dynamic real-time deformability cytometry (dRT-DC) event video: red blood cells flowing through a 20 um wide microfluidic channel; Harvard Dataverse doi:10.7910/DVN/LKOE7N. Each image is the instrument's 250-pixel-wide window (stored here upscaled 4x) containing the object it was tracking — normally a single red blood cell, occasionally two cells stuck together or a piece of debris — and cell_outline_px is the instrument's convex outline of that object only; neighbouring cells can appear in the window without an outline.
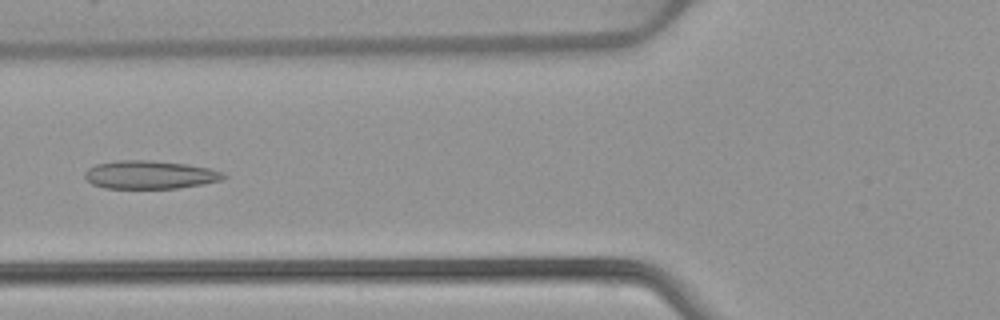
{"species": "common noctule bat (a hibernating species)", "species_latin": "Nyctalus noctula", "temperature_condition": "warm", "stored_images_in_passage": 51, "camera_frame_rate_fps": 3000, "um_per_image_px": 0.085, "animal": {"sex": "female", "body_mass_g": 22.7, "forearm_length_mm": 54.2}, "frame": {"image": 1, "passage_image": 19, "time_ms": 6.0, "image_size_px": [1000, 320], "cell_outline_px": [[228, 176], [220, 180], [204, 184], [176, 188], [104, 188], [92, 184], [84, 176], [84, 172], [88, 168], [96, 164], [116, 160], [152, 160], [188, 164], [212, 168], [224, 172]], "centroid_in_image_um": [12.76, 14.84], "position_along_channel_um": 113.0, "area_um2": 23.06}}
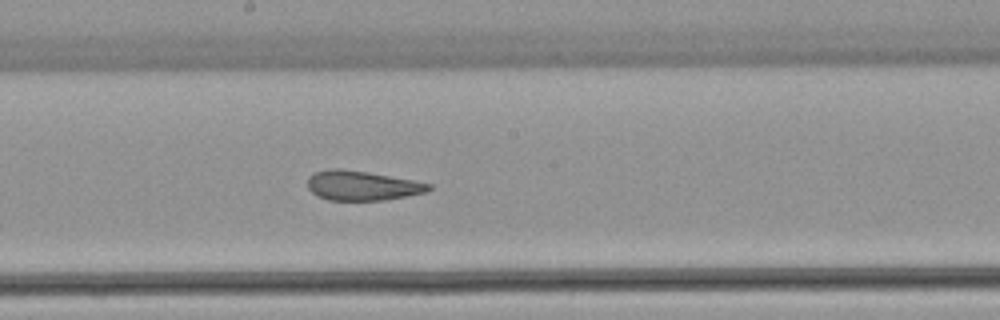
{"frame": {"image": 2, "passage_image": 27, "time_ms": 8.667, "image_size_px": [1000, 320], "cell_outline_px": [[432, 188], [428, 192], [384, 200], [328, 200], [316, 196], [308, 188], [308, 176], [312, 172], [328, 168], [340, 168], [368, 172], [412, 180], [432, 184]], "centroid_in_image_um": [30.74, 15.77], "position_along_channel_um": 217.5, "area_um2": 21.1}}
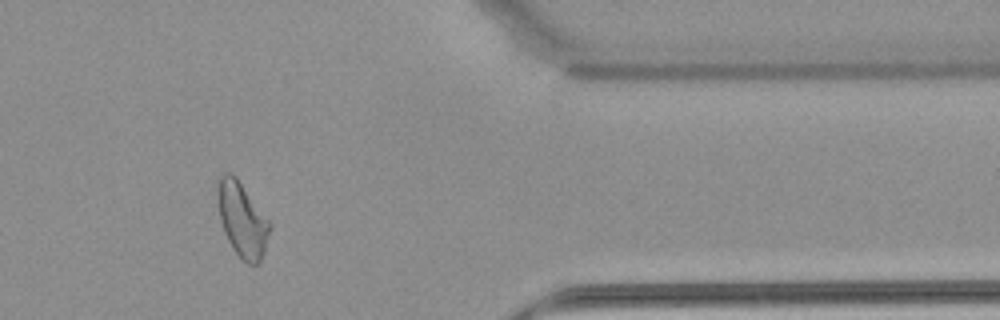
{"frame": {"image": 3, "passage_image": 42, "time_ms": 13.667, "image_size_px": [1000, 320], "cell_outline_px": [[272, 224], [264, 252], [260, 264], [248, 264], [240, 260], [232, 248], [224, 232], [220, 220], [216, 192], [216, 180], [224, 172], [232, 172], [236, 176]], "centroid_in_image_um": [20.56, 18.65], "position_along_channel_um": 390.8, "area_um2": 23.12}, "authors_computed_cell_mechanics": {"area_um2": 23.6402, "velocity_mm_per_s": 3.9056, "shape_relaxation_time_tau1_ms": null, "shape_relaxation_time_tau2_ms": 2.1911, "deformation_change_tau1": null, "deformation_change_tau2": 0.0981}}